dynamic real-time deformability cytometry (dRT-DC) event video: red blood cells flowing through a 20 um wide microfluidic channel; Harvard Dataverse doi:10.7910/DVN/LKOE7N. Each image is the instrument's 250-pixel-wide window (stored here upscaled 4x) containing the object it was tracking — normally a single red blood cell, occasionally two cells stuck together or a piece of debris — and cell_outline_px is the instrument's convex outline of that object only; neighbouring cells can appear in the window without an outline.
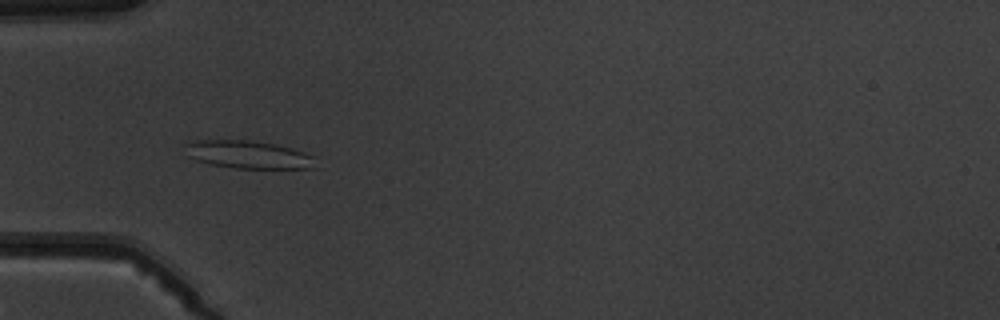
{"species": "common noctule bat (a hibernating species)", "species_latin": "Nyctalus noctula", "temperature_condition": "warm", "stored_images_in_passage": 7, "camera_frame_rate_fps": 3000, "um_per_image_px": 0.085, "animal": {"sex": "male", "body_mass_g": 19.5, "forearm_length_mm": 54.6}, "frame": {"image": 1, "passage_image": 5, "time_ms": 4.667, "image_size_px": [1000, 320], "cell_outline_px": [[316, 168], [236, 168], [212, 164], [196, 160], [188, 156], [184, 144], [196, 140], [248, 140], [276, 144], [292, 148], [316, 156]], "centroid_in_image_um": [21.15, 13.14], "position_along_channel_um": 63.9, "area_um2": 21.21}}
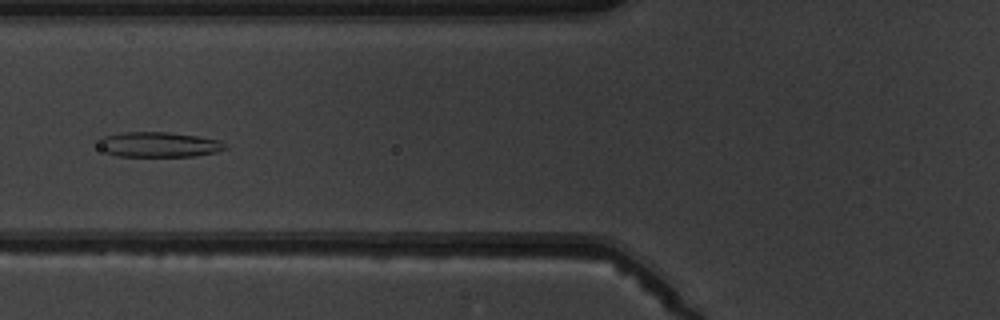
{"frame": {"image": 2, "passage_image": 6, "time_ms": 6.0, "image_size_px": [1000, 320], "cell_outline_px": [[228, 148], [216, 152], [196, 156], [116, 156], [100, 148], [100, 136], [124, 132], [168, 132], [196, 136], [220, 140], [228, 144]], "centroid_in_image_um": [13.54, 12.28], "position_along_channel_um": 112.3, "area_um2": 18.55}}